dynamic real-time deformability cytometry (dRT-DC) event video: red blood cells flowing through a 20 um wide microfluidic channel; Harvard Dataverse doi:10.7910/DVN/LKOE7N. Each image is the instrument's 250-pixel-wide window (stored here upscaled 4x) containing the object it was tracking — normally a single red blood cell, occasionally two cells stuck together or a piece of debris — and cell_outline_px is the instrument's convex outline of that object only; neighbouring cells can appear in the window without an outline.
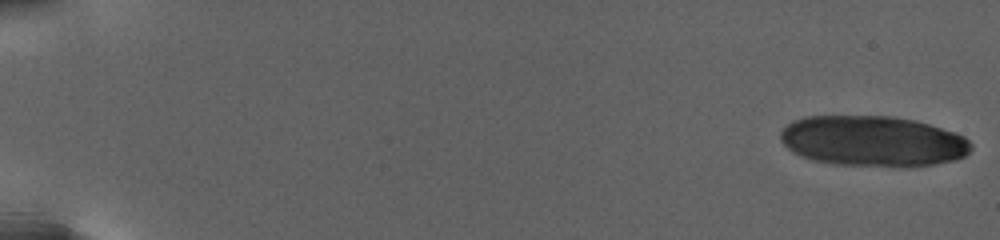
{"species": "human", "species_latin": "Homo sapiens", "temperature_condition": "warm", "stored_images_in_passage": 7, "camera_frame_rate_fps": 3000, "um_per_image_px": 0.085, "donor": {"sex": "female"}, "frame": {"image": 1, "passage_image": 1, "time_ms": 0.0, "image_size_px": [1000, 240], "cell_outline_px": [[972, 148], [964, 156], [952, 160], [936, 164], [908, 168], [900, 168], [836, 164], [812, 160], [792, 152], [780, 140], [780, 132], [792, 120], [804, 116], [892, 116], [912, 120], [928, 124], [964, 136], [972, 144]], "centroid_in_image_um": [74.18, 12.01], "position_along_channel_um": 10.8, "area_um2": 56.59}}